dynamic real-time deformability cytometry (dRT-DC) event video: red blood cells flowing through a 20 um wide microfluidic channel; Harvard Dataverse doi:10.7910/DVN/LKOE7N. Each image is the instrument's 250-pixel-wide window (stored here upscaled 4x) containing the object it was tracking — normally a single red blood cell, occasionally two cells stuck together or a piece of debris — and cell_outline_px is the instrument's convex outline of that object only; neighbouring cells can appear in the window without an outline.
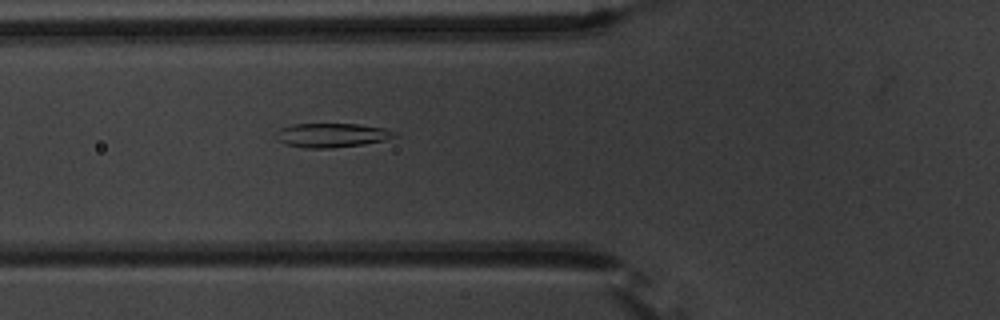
{"species": "common noctule bat (a hibernating species)", "species_latin": "Nyctalus noctula", "temperature_condition": "warm", "stored_images_in_passage": 56, "camera_frame_rate_fps": 3000, "um_per_image_px": 0.085, "animal": {"sex": "male", "body_mass_g": 20.1, "forearm_length_mm": 53.5}, "frame": {"image": 1, "passage_image": 22, "time_ms": 7.0, "image_size_px": [1000, 320], "cell_outline_px": [[400, 136], [384, 140], [364, 144], [332, 148], [304, 148], [284, 144], [276, 140], [276, 132], [280, 128], [292, 124], [356, 124], [384, 128]], "centroid_in_image_um": [28.15, 11.5], "position_along_channel_um": 97.7, "area_um2": 16.7}}
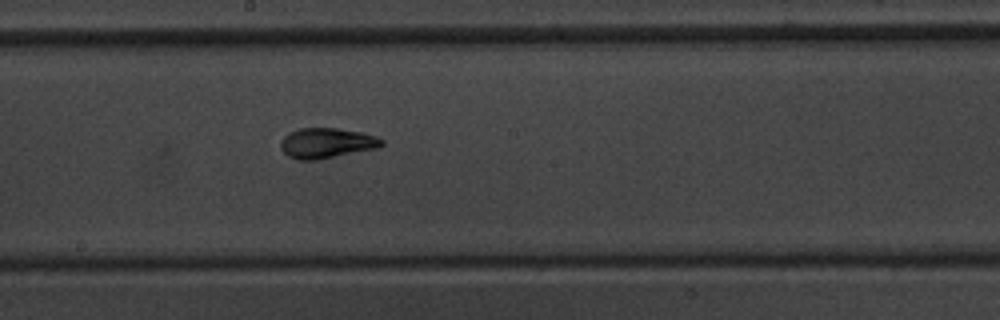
{"frame": {"image": 2, "passage_image": 32, "time_ms": 10.333, "image_size_px": [1000, 320], "cell_outline_px": [[384, 144], [376, 148], [316, 160], [300, 160], [288, 156], [280, 148], [280, 140], [288, 132], [300, 128], [336, 128], [360, 132], [376, 136], [384, 140]], "centroid_in_image_um": [27.73, 12.15], "position_along_channel_um": 220.5, "area_um2": 17.74}}
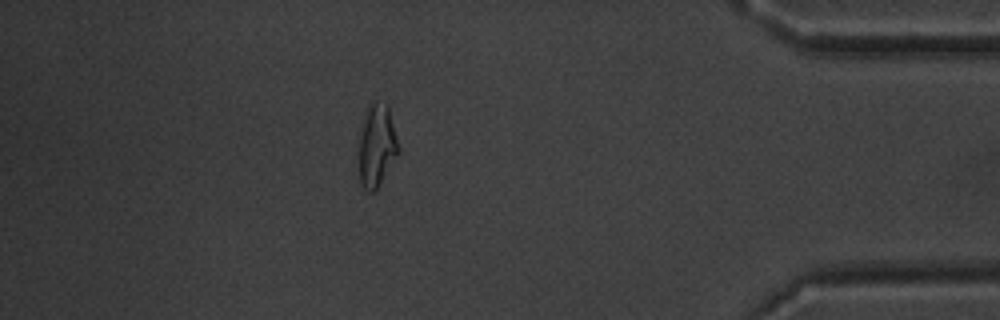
{"frame": {"image": 3, "passage_image": 50, "time_ms": 16.333, "image_size_px": [1000, 320], "cell_outline_px": [[400, 152], [376, 188], [372, 192], [368, 192], [360, 184], [356, 140], [368, 104], [376, 100], [388, 104], [400, 148]], "centroid_in_image_um": [31.98, 12.33], "position_along_channel_um": 403.2, "area_um2": 19.83}, "authors_computed_cell_mechanics": {"area_um2": 17.918, "velocity_mm_per_s": 3.6637, "shape_relaxation_time_tau1_ms": 4.1461, "shape_relaxation_time_tau2_ms": 0.8636, "deformation_change_tau1": 0.2006, "deformation_change_tau2": 0.0756}}